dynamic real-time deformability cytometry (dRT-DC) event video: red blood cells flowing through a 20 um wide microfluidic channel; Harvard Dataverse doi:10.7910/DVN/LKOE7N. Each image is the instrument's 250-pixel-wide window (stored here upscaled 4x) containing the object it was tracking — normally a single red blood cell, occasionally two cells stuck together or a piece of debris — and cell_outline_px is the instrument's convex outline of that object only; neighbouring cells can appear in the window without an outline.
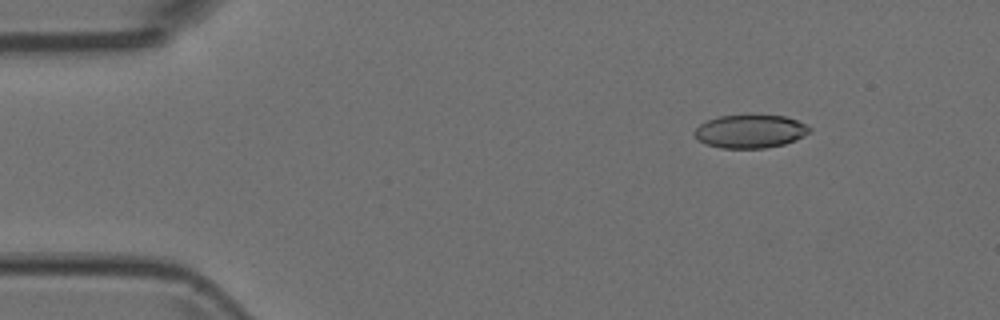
{"species": "Egyptian fruit bat (a non-hibernating species)", "species_latin": "Rousettus aegyptiacus", "temperature_condition": "room temperature", "stored_images_in_passage": 6, "camera_frame_rate_fps": 3000, "um_per_image_px": 0.085, "animal": {"sex": "female"}, "frame": {"image": 1, "passage_image": 2, "time_ms": 0.333, "image_size_px": [1000, 320], "cell_outline_px": [[812, 132], [796, 140], [784, 144], [764, 148], [720, 148], [704, 144], [692, 132], [700, 124], [708, 120], [720, 116], [784, 116], [796, 120], [812, 128]], "centroid_in_image_um": [63.78, 11.18], "position_along_channel_um": 21.2, "area_um2": 22.14}}
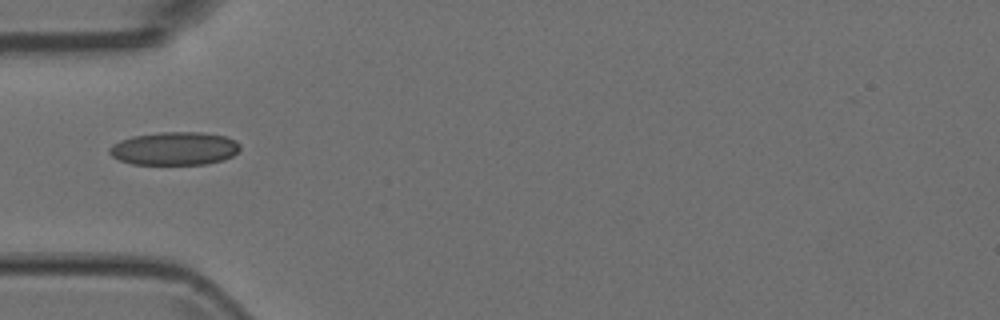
{"frame": {"image": 2, "passage_image": 5, "time_ms": 1.333, "image_size_px": [1000, 320], "cell_outline_px": [[240, 148], [232, 156], [224, 160], [204, 164], [132, 164], [120, 160], [112, 156], [108, 152], [108, 148], [112, 144], [120, 140], [132, 136], [160, 132], [200, 132], [224, 136], [236, 140], [240, 144]], "centroid_in_image_um": [14.82, 12.62], "position_along_channel_um": 70.2, "area_um2": 25.32}}
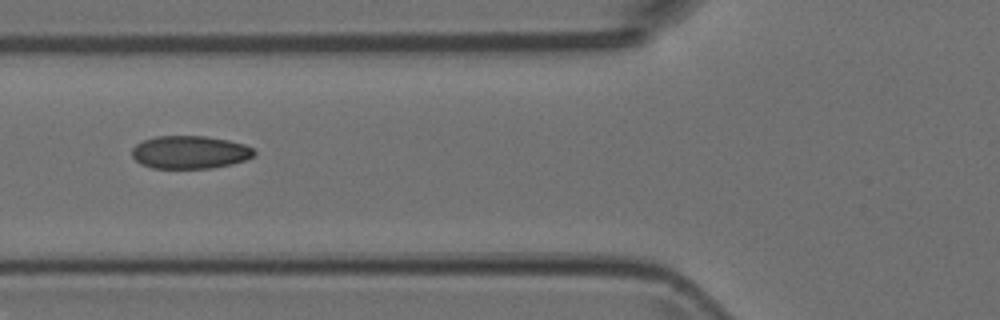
{"frame": {"image": 3, "passage_image": 6, "time_ms": 1.667, "image_size_px": [1000, 320], "cell_outline_px": [[256, 152], [252, 156], [244, 160], [232, 164], [212, 168], [152, 168], [140, 164], [132, 156], [132, 148], [136, 144], [144, 140], [156, 136], [204, 136], [228, 140], [244, 144], [252, 148]], "centroid_in_image_um": [16.12, 12.94], "position_along_channel_um": 109.7, "area_um2": 23.41}}